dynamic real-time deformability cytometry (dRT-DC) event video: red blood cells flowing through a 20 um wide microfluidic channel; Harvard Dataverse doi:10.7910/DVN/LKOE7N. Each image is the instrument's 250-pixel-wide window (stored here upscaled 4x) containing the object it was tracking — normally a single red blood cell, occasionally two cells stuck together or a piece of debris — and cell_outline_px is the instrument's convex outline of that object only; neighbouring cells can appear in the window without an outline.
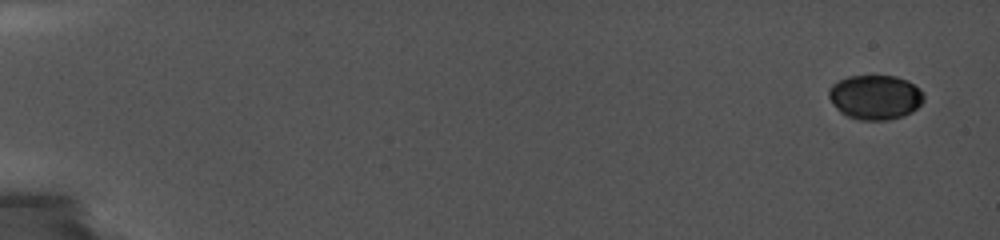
{"species": "common noctule bat (a hibernating species)", "species_latin": "Nyctalus noctula", "temperature_condition": "cold", "stored_images_in_passage": 34, "camera_frame_rate_fps": 5000, "um_per_image_px": 0.085, "animal": {"sex": "female", "body_mass_g": 19.0, "forearm_length_mm": 56.7}, "frame": {"image": 1, "passage_image": 1, "time_ms": 0.0, "image_size_px": [1000, 240], "cell_outline_px": [[924, 100], [912, 112], [904, 116], [888, 120], [860, 120], [848, 116], [840, 112], [836, 108], [828, 96], [828, 88], [832, 84], [848, 76], [896, 76], [908, 80], [920, 88], [924, 92]], "centroid_in_image_um": [74.41, 8.26], "position_along_channel_um": 10.6, "area_um2": 24.85}}
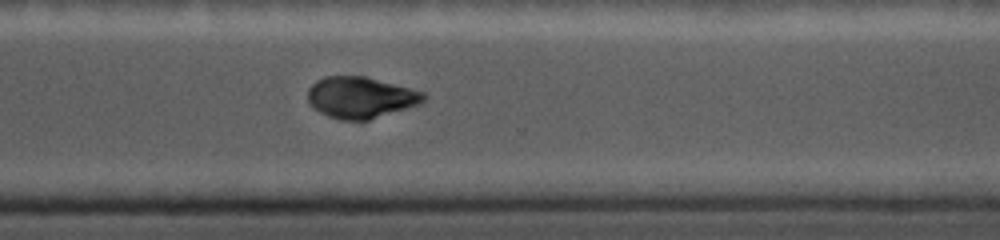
{"frame": {"image": 2, "passage_image": 28, "time_ms": 13.6, "image_size_px": [1000, 240], "cell_outline_px": [[428, 96], [420, 104], [368, 120], [340, 120], [328, 116], [320, 112], [308, 100], [308, 88], [316, 80], [328, 76], [364, 76], [424, 92]], "centroid_in_image_um": [30.66, 8.28], "position_along_channel_um": 339.9, "area_um2": 27.63}}
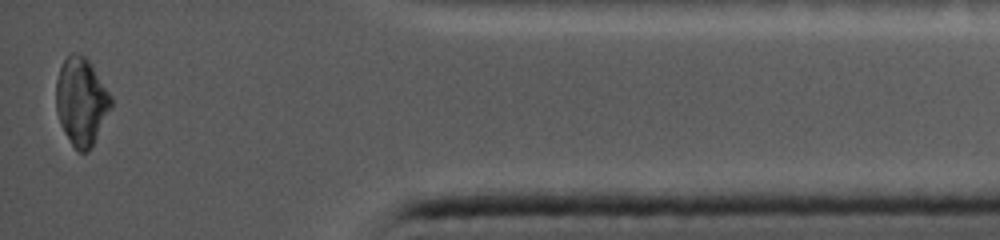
{"frame": {"image": 3, "passage_image": 34, "time_ms": 16.6, "image_size_px": [1000, 240], "cell_outline_px": [[112, 108], [88, 152], [76, 152], [64, 132], [60, 124], [56, 112], [56, 80], [60, 68], [64, 60], [72, 52], [76, 52], [84, 56], [88, 60], [112, 96]], "centroid_in_image_um": [6.9, 8.64], "position_along_channel_um": 428.3, "area_um2": 28.09}, "authors_computed_cell_mechanics": {"area_um2": 28.1486, "velocity_mm_per_s": 3.7301, "shape_relaxation_time_tau1_ms": null, "shape_relaxation_time_tau2_ms": 2.1655, "deformation_change_tau1": null, "deformation_change_tau2": 0.0374}}